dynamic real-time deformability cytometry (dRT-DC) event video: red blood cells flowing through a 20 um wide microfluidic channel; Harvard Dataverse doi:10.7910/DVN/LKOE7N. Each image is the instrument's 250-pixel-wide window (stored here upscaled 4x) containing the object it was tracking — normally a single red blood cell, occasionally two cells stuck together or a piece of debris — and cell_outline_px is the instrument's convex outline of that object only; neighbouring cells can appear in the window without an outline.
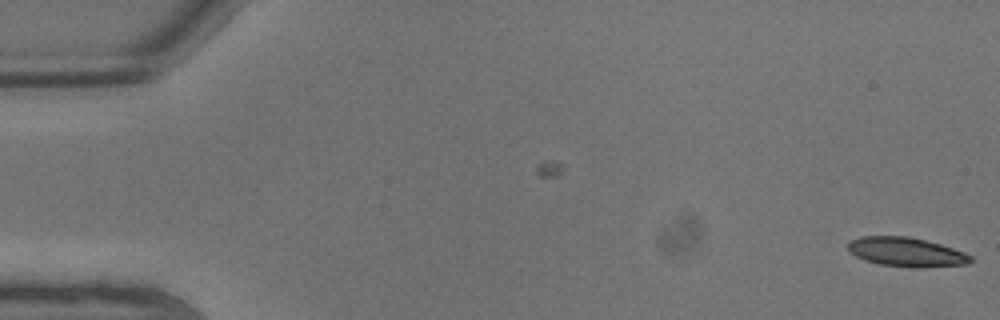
{"species": "common noctule bat (a hibernating species)", "species_latin": "Nyctalus noctula", "temperature_condition": "warm", "stored_images_in_passage": 3, "camera_frame_rate_fps": 3000, "um_per_image_px": 0.085, "animal": {"sex": "male", "body_mass_g": 13.3}, "frame": {"image": 1, "passage_image": 3, "time_ms": 0.667, "image_size_px": [1000, 320], "cell_outline_px": [[972, 260], [968, 264], [880, 264], [864, 260], [848, 252], [848, 244], [852, 240], [860, 236], [908, 236], [940, 244], [964, 252], [972, 256]], "centroid_in_image_um": [76.94, 21.35], "position_along_channel_um": 8.1, "area_um2": 19.54}}